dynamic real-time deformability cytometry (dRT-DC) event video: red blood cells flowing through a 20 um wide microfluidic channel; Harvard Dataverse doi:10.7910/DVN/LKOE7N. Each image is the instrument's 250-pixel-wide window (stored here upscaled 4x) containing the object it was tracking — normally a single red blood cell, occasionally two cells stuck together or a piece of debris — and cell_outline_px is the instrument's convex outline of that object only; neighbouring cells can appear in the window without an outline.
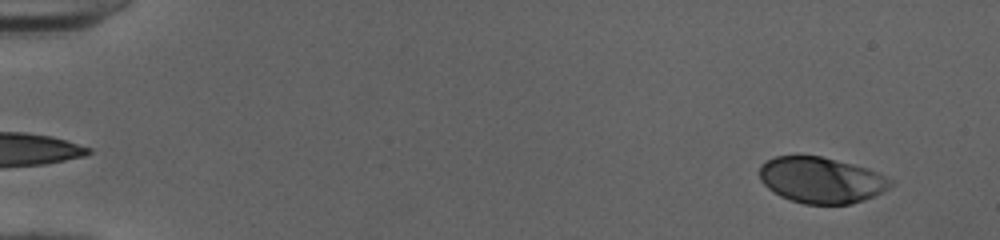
{"species": "human", "species_latin": "Homo sapiens", "temperature_condition": "cold", "stored_images_in_passage": 51, "camera_frame_rate_fps": 3000, "um_per_image_px": 0.085, "donor": {"sex": "female"}, "frame": {"image": 1, "passage_image": 3, "time_ms": 0.667, "image_size_px": [1000, 240], "cell_outline_px": [[892, 184], [888, 188], [864, 200], [848, 204], [804, 204], [780, 196], [768, 188], [760, 180], [760, 164], [776, 156], [820, 156], [868, 168], [892, 180]], "centroid_in_image_um": [69.78, 15.31], "position_along_channel_um": 15.2, "area_um2": 34.74}}
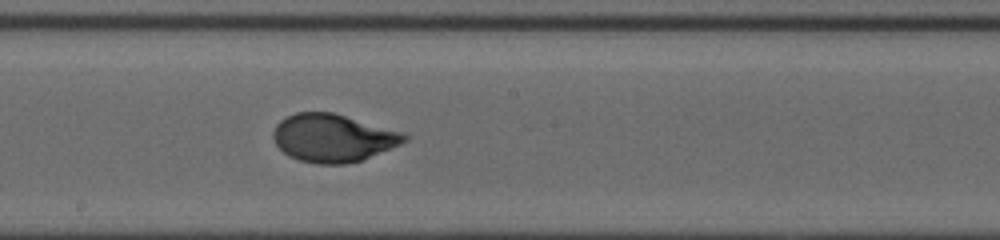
{"frame": {"image": 2, "passage_image": 29, "time_ms": 9.333, "image_size_px": [1000, 240], "cell_outline_px": [[408, 140], [400, 144], [364, 160], [348, 164], [320, 164], [300, 160], [288, 156], [276, 144], [272, 136], [272, 132], [276, 124], [280, 120], [296, 112], [332, 112], [404, 132], [408, 136]], "centroid_in_image_um": [28.31, 11.73], "position_along_channel_um": 219.9, "area_um2": 36.7}}
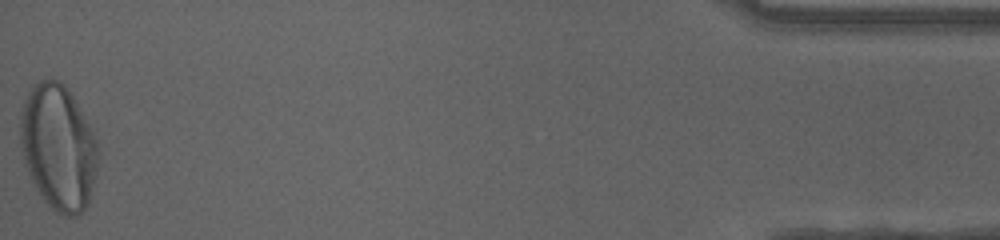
{"frame": {"image": 3, "passage_image": 51, "time_ms": 16.667, "image_size_px": [1000, 240], "cell_outline_px": [[100, 160], [88, 204], [80, 216], [64, 216], [56, 212], [44, 200], [36, 188], [28, 172], [24, 160], [20, 144], [20, 112], [24, 100], [32, 84], [40, 80], [56, 80], [64, 84], [68, 88], [96, 132], [100, 152]], "centroid_in_image_um": [5.0, 12.51], "position_along_channel_um": 430.2, "area_um2": 57.97}, "authors_computed_cell_mechanics": {"area_um2": 36.4718, "velocity_mm_per_s": 4.0198, "shape_relaxation_time_tau1_ms": 4.069, "shape_relaxation_time_tau2_ms": null, "deformation_change_tau1": 0.2039, "deformation_change_tau2": null}}